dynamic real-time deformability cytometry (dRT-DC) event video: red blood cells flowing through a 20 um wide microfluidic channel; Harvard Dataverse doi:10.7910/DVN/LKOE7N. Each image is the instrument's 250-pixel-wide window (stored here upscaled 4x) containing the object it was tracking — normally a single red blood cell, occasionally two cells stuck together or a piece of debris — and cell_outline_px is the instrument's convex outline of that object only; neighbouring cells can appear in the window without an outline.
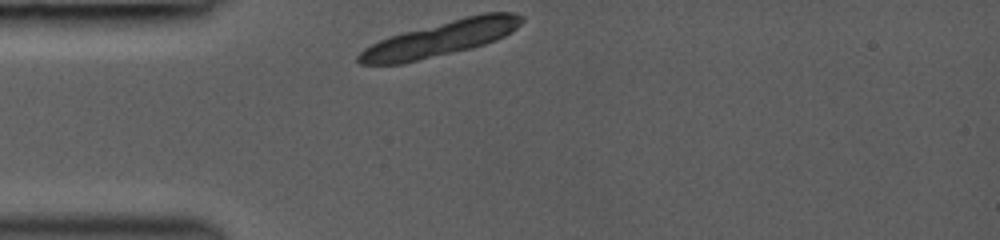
{"species": "common noctule bat (a hibernating species)", "species_latin": "Nyctalus noctula", "temperature_condition": "room temperature", "stored_images_in_passage": 3, "camera_frame_rate_fps": 3000, "um_per_image_px": 0.085, "animal": {"sex": "female", "body_mass_g": 19.0, "forearm_length_mm": 53.3}, "frame": {"image": 1, "passage_image": 1, "time_ms": 0.0, "image_size_px": [1000, 240], "cell_outline_px": [[524, 20], [512, 32], [496, 40], [472, 48], [404, 64], [360, 64], [356, 60], [356, 56], [364, 48], [388, 36], [464, 16], [484, 12], [516, 12], [524, 16]], "centroid_in_image_um": [37.47, 3.28], "position_along_channel_um": 47.5, "area_um2": 33.52}}
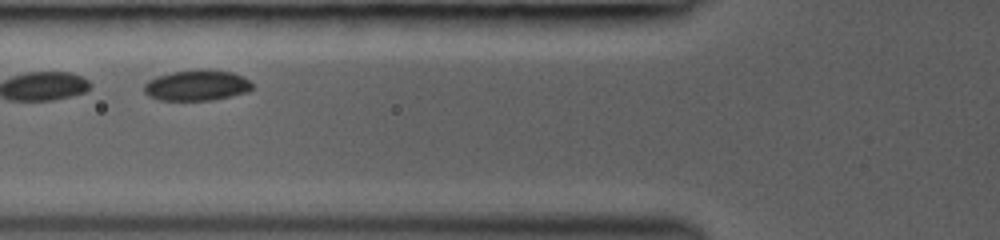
{"frame": {"image": 2, "passage_image": 3, "time_ms": 2.0, "image_size_px": [1000, 240], "cell_outline_px": [[252, 88], [248, 92], [212, 100], [160, 100], [148, 96], [144, 92], [144, 84], [148, 80], [156, 76], [172, 72], [200, 68], [232, 72], [244, 76], [252, 84]], "centroid_in_image_um": [16.72, 7.24], "position_along_channel_um": 109.1, "area_um2": 19.54}}